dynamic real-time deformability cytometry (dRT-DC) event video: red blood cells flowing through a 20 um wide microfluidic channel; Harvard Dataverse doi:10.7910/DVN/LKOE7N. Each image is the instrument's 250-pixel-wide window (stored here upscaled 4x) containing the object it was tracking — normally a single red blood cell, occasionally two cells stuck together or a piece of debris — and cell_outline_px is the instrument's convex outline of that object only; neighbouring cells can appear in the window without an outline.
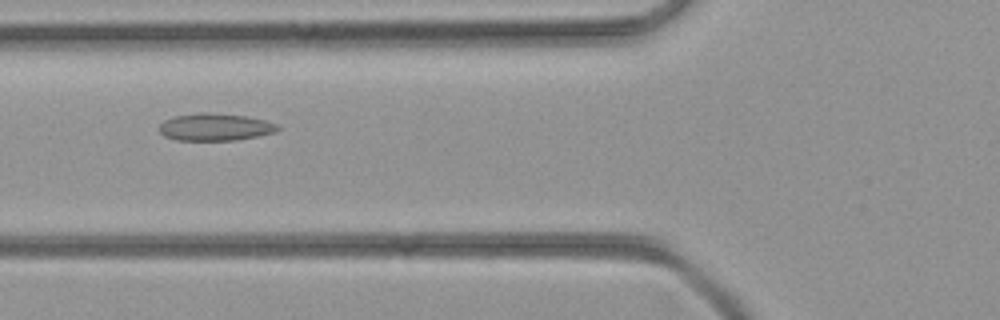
{"species": "common noctule bat (a hibernating species)", "species_latin": "Nyctalus noctula", "temperature_condition": "room temperature", "stored_images_in_passage": 42, "camera_frame_rate_fps": 3000, "um_per_image_px": 0.085, "animal": {"sex": "female", "body_mass_g": 21.9}, "frame": {"image": 1, "passage_image": 14, "time_ms": 4.333, "image_size_px": [1000, 320], "cell_outline_px": [[280, 128], [276, 132], [236, 140], [176, 140], [164, 136], [160, 132], [160, 124], [164, 120], [176, 116], [204, 112], [208, 112], [244, 116], [264, 120], [276, 124]], "centroid_in_image_um": [18.27, 10.8], "position_along_channel_um": 107.5, "area_um2": 18.61}}
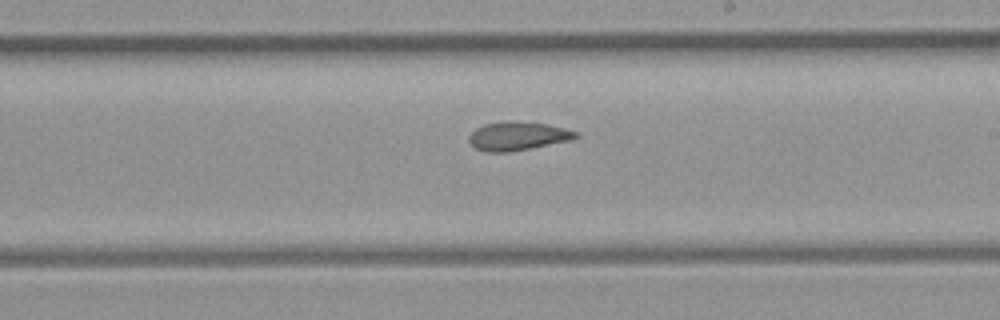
{"frame": {"image": 2, "passage_image": 23, "time_ms": 7.333, "image_size_px": [1000, 320], "cell_outline_px": [[580, 136], [572, 140], [508, 152], [484, 152], [476, 148], [468, 140], [468, 136], [476, 128], [484, 124], [508, 120], [512, 120], [544, 124], [564, 128], [580, 132]], "centroid_in_image_um": [44.01, 11.56], "position_along_channel_um": 245.0, "area_um2": 17.86}}
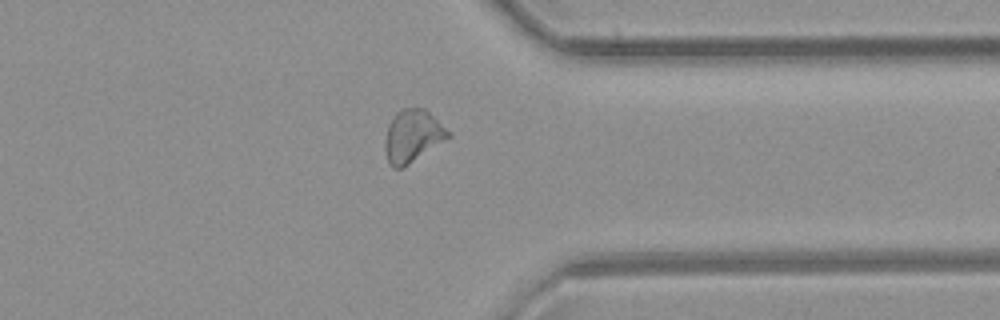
{"frame": {"image": 3, "passage_image": 32, "time_ms": 10.333, "image_size_px": [1000, 320], "cell_outline_px": [[452, 136], [404, 168], [392, 168], [388, 160], [384, 148], [384, 140], [388, 124], [396, 112], [404, 108], [424, 108], [452, 132]], "centroid_in_image_um": [35.08, 11.57], "position_along_channel_um": 376.3, "area_um2": 19.59}}